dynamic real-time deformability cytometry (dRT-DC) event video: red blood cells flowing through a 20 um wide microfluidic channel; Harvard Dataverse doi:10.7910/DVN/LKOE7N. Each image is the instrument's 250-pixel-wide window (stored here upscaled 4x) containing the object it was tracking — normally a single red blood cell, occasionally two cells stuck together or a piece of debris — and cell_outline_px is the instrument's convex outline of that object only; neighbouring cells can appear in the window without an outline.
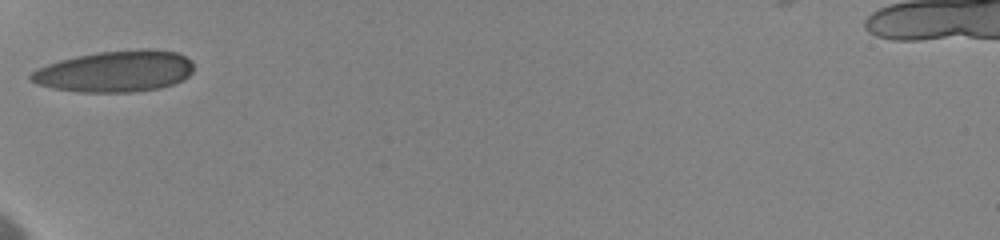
{"species": "human", "species_latin": "Homo sapiens", "temperature_condition": "cold", "stored_images_in_passage": 3, "camera_frame_rate_fps": 3000, "um_per_image_px": 0.085, "donor": {"sex": "female"}, "frame": {"image": 1, "passage_image": 1, "time_ms": 0.0, "image_size_px": [1000, 240], "cell_outline_px": [[192, 72], [188, 76], [172, 84], [160, 88], [132, 92], [80, 92], [52, 88], [36, 84], [28, 76], [36, 68], [60, 60], [76, 56], [96, 52], [140, 48], [148, 48], [176, 52], [192, 60]], "centroid_in_image_um": [9.77, 6.05], "position_along_channel_um": 75.2, "area_um2": 39.36}}